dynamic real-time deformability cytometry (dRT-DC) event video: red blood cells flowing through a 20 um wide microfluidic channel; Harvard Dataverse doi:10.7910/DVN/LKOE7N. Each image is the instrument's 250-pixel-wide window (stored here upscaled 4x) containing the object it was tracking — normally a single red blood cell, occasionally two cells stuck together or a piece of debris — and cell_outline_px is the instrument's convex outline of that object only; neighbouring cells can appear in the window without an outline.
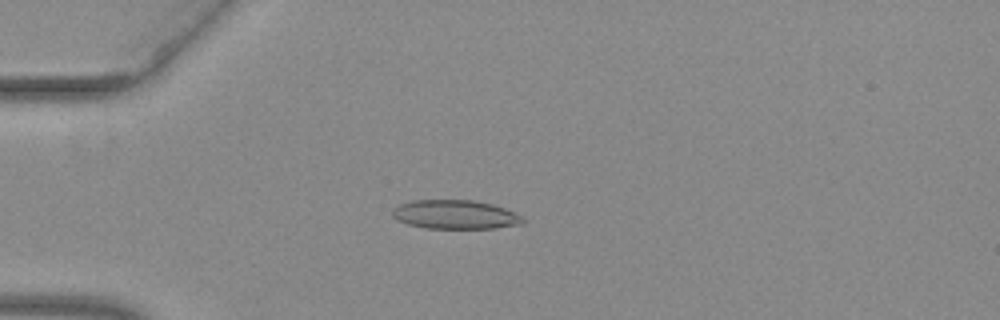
{"species": "common noctule bat (a hibernating species)", "species_latin": "Nyctalus noctula", "temperature_condition": "warm", "stored_images_in_passage": 39, "camera_frame_rate_fps": 3000, "um_per_image_px": 0.085, "animal": {"sex": "female", "body_mass_g": 29.2, "forearm_length_mm": 56.3}, "frame": {"image": 1, "passage_image": 1, "time_ms": 0.0, "image_size_px": [1000, 320], "cell_outline_px": [[524, 224], [496, 228], [424, 228], [408, 224], [396, 220], [392, 216], [392, 208], [400, 204], [412, 200], [476, 200], [492, 204], [504, 208], [524, 216]], "centroid_in_image_um": [38.7, 18.23], "position_along_channel_um": 46.3, "area_um2": 22.25}}
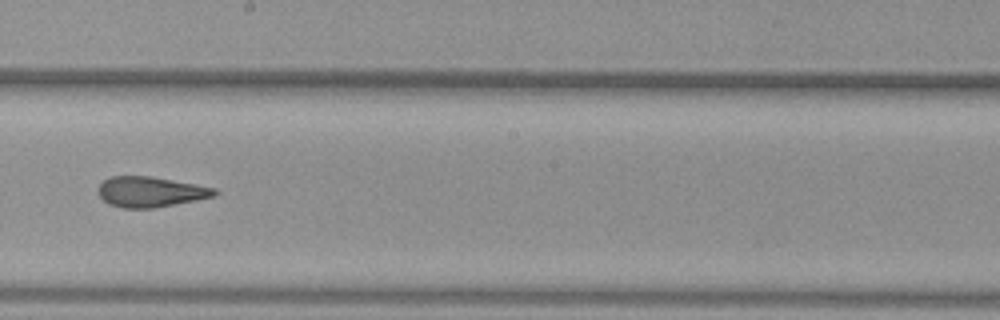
{"frame": {"image": 2, "passage_image": 17, "time_ms": 5.333, "image_size_px": [1000, 320], "cell_outline_px": [[220, 192], [216, 196], [196, 200], [152, 208], [124, 208], [108, 204], [96, 192], [100, 184], [108, 176], [152, 176], [196, 184], [216, 188]], "centroid_in_image_um": [12.79, 16.3], "position_along_channel_um": 235.4, "area_um2": 20.75}}
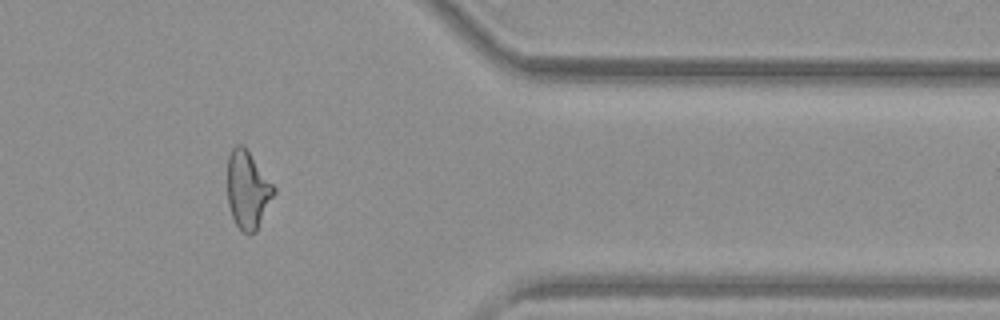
{"frame": {"image": 3, "passage_image": 30, "time_ms": 9.667, "image_size_px": [1000, 320], "cell_outline_px": [[276, 192], [256, 232], [244, 232], [236, 224], [232, 216], [228, 204], [228, 156], [232, 148], [236, 144], [244, 144], [276, 188]], "centroid_in_image_um": [21.06, 16.1], "position_along_channel_um": 390.3, "area_um2": 21.04}, "authors_computed_cell_mechanics": {"area_um2": 21.386, "velocity_mm_per_s": 3.9849, "shape_relaxation_time_tau1_ms": null, "shape_relaxation_time_tau2_ms": 1.3928, "deformation_change_tau1": null, "deformation_change_tau2": 0.0978}}